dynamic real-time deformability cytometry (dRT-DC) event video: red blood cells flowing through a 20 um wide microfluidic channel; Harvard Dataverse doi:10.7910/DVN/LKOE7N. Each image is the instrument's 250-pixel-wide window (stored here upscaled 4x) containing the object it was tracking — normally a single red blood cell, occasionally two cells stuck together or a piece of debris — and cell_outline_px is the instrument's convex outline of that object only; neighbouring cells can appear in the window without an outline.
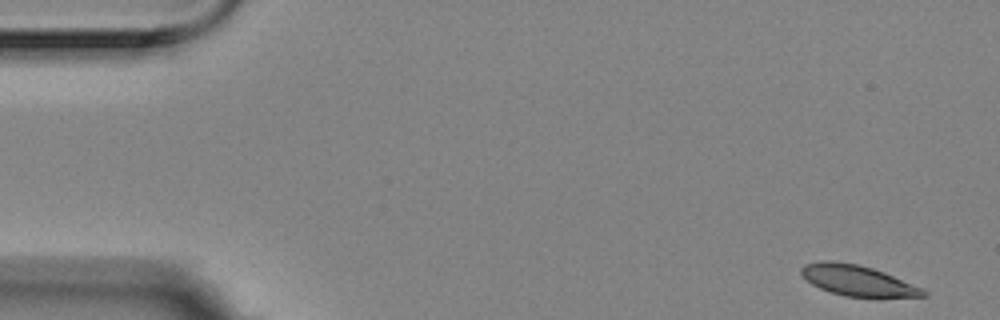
{"species": "Egyptian fruit bat (a non-hibernating species)", "species_latin": "Rousettus aegyptiacus", "temperature_condition": "room temperature", "stored_images_in_passage": 4, "camera_frame_rate_fps": 3000, "um_per_image_px": 0.085, "animal": {"sex": "female"}, "frame": {"image": 1, "passage_image": 1, "time_ms": 0.0, "image_size_px": [1000, 320], "cell_outline_px": [[928, 296], [844, 296], [820, 288], [812, 284], [800, 272], [800, 268], [804, 264], [820, 260], [832, 260], [856, 264], [872, 268], [884, 272], [920, 288], [928, 292]], "centroid_in_image_um": [72.82, 23.81], "position_along_channel_um": 12.2, "area_um2": 21.21}}
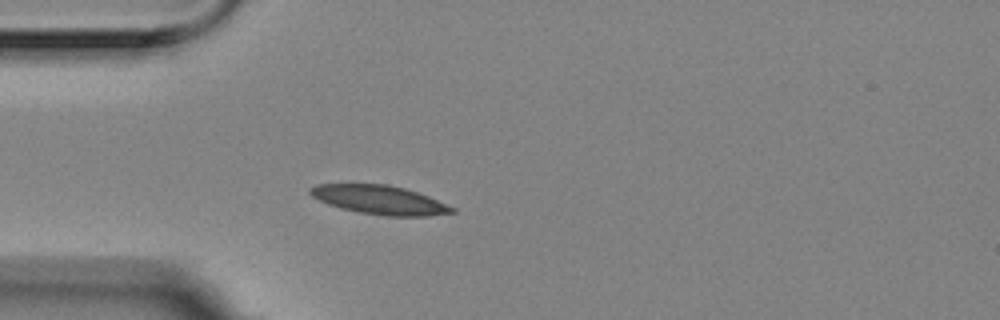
{"frame": {"image": 2, "passage_image": 4, "time_ms": 1.0, "image_size_px": [1000, 320], "cell_outline_px": [[456, 212], [428, 216], [384, 216], [360, 212], [340, 208], [328, 204], [312, 196], [308, 192], [308, 188], [316, 184], [388, 184], [404, 188], [428, 196], [456, 208]], "centroid_in_image_um": [32.26, 16.99], "position_along_channel_um": 52.7, "area_um2": 23.87}}